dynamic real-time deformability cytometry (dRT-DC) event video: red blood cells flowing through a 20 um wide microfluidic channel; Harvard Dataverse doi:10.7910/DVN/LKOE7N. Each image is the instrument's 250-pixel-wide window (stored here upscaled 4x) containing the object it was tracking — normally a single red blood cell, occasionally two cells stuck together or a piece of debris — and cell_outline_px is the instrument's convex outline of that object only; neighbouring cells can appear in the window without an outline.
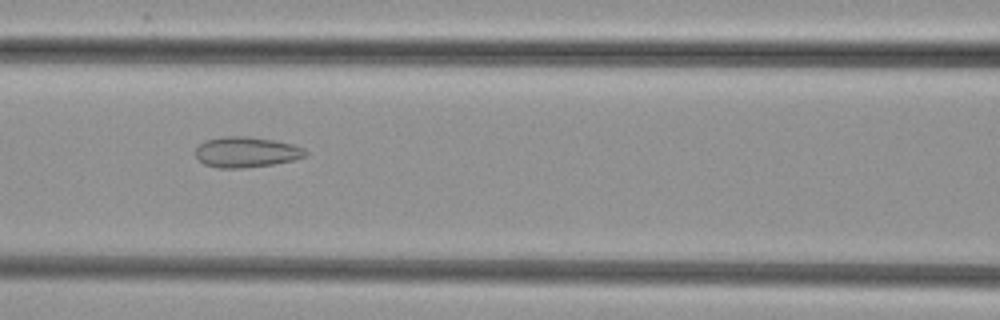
{"species": "common noctule bat (a hibernating species)", "species_latin": "Nyctalus noctula", "temperature_condition": "cold", "stored_images_in_passage": 11, "camera_frame_rate_fps": 3000, "um_per_image_px": 0.085, "animal": {"sex": "female", "body_mass_g": 29.2, "forearm_length_mm": 56.3}, "frame": {"image": 1, "passage_image": 6, "time_ms": 1.667, "image_size_px": [1000, 320], "cell_outline_px": [[308, 156], [292, 160], [272, 164], [244, 168], [220, 168], [204, 164], [196, 156], [196, 148], [204, 140], [220, 136], [244, 136], [276, 140], [292, 144], [304, 148], [308, 152]], "centroid_in_image_um": [20.94, 12.92], "position_along_channel_um": 145.7, "area_um2": 19.65}}
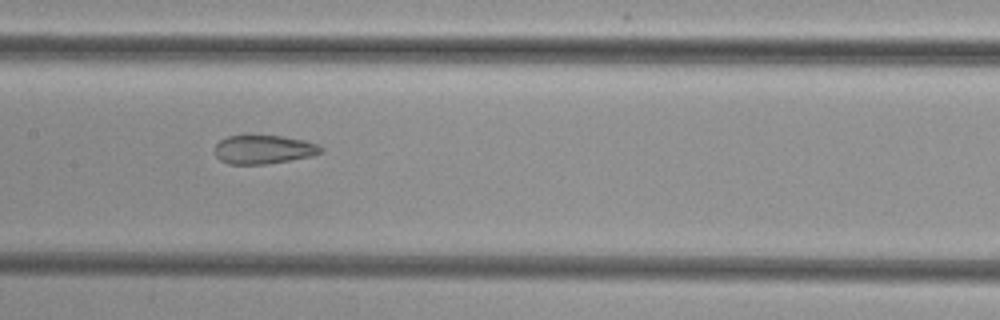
{"frame": {"image": 2, "passage_image": 9, "time_ms": 2.667, "image_size_px": [1000, 320], "cell_outline_px": [[324, 152], [308, 156], [288, 160], [264, 164], [228, 164], [220, 160], [216, 156], [216, 144], [220, 140], [228, 136], [248, 132], [280, 136], [304, 140], [316, 144], [324, 148]], "centroid_in_image_um": [22.36, 12.65], "position_along_channel_um": 185.0, "area_um2": 18.21}}